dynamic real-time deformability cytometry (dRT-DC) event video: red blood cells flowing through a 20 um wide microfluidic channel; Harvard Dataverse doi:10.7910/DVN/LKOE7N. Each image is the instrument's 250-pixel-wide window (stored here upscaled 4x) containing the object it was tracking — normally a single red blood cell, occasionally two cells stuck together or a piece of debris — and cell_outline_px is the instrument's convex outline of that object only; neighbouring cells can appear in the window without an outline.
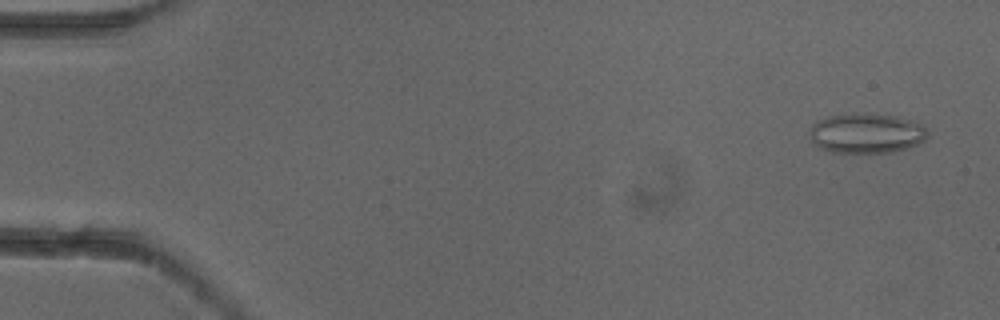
{"species": "common noctule bat (a hibernating species)", "species_latin": "Nyctalus noctula", "temperature_condition": "cold", "stored_images_in_passage": 6, "camera_frame_rate_fps": 3000, "um_per_image_px": 0.085, "animal": {"sex": "female"}, "frame": {"image": 1, "passage_image": 1, "time_ms": 0.0, "image_size_px": [1000, 320], "cell_outline_px": [[928, 136], [924, 140], [908, 148], [892, 152], [832, 152], [820, 148], [808, 136], [812, 124], [816, 120], [828, 116], [856, 112], [896, 116], [912, 120], [928, 128]], "centroid_in_image_um": [73.64, 11.31], "position_along_channel_um": 11.4, "area_um2": 27.69}}